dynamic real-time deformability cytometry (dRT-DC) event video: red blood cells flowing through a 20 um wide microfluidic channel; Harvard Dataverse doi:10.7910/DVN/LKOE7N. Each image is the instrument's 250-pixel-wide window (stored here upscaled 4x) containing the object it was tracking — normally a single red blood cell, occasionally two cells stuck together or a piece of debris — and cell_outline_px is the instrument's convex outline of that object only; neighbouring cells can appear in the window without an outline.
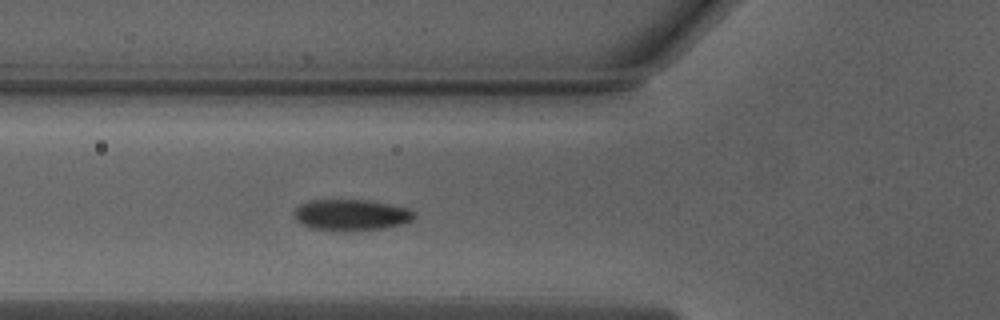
{"species": "Egyptian fruit bat (a non-hibernating species)", "species_latin": "Rousettus aegyptiacus", "temperature_condition": "warm", "stored_images_in_passage": 5, "camera_frame_rate_fps": 3000, "um_per_image_px": 0.085, "animal": {"sex": "male"}, "frame": {"image": 1, "passage_image": 4, "time_ms": 1.0, "image_size_px": [1000, 320], "cell_outline_px": [[416, 216], [412, 220], [404, 224], [388, 228], [344, 232], [332, 232], [308, 228], [300, 224], [292, 216], [292, 212], [300, 204], [312, 200], [368, 200], [392, 204], [408, 208], [416, 212]], "centroid_in_image_um": [29.84, 18.3], "position_along_channel_um": 96.0, "area_um2": 22.72}}